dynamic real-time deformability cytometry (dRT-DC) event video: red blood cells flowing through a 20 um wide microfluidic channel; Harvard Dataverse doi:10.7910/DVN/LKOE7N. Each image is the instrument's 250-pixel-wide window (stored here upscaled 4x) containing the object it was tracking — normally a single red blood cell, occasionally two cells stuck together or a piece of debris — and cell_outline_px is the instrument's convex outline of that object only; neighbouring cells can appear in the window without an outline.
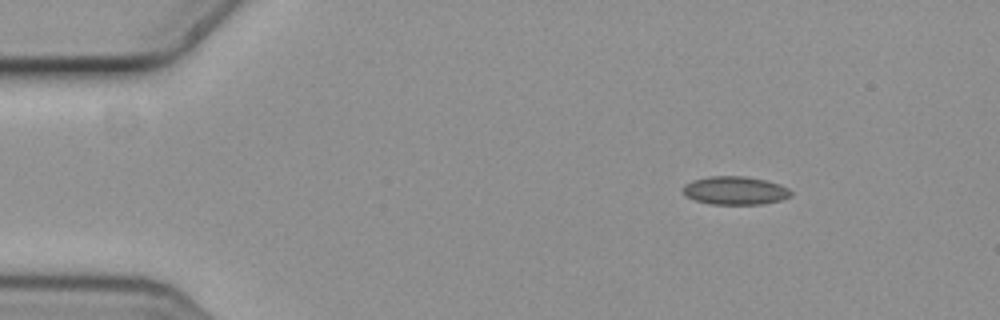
{"species": "common noctule bat (a hibernating species)", "species_latin": "Nyctalus noctula", "temperature_condition": "cold", "stored_images_in_passage": 9, "camera_frame_rate_fps": 3000, "um_per_image_px": 0.085, "animal": {"sex": "female", "body_mass_g": 19.3, "forearm_length_mm": 54.1}, "frame": {"image": 1, "passage_image": 1, "time_ms": 0.0, "image_size_px": [1000, 320], "cell_outline_px": [[792, 196], [780, 200], [760, 204], [712, 204], [692, 200], [684, 192], [684, 184], [692, 180], [712, 176], [744, 176], [764, 180], [780, 184], [788, 188], [792, 192]], "centroid_in_image_um": [62.49, 16.19], "position_along_channel_um": 22.5, "area_um2": 17.69}}
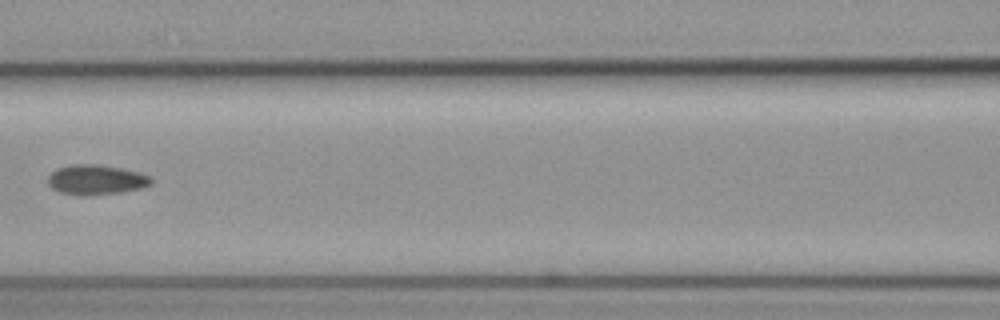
{"frame": {"image": 2, "passage_image": 6, "time_ms": 1.667, "image_size_px": [1000, 320], "cell_outline_px": [[152, 184], [140, 188], [120, 192], [84, 196], [80, 196], [60, 192], [52, 188], [48, 184], [48, 176], [56, 168], [72, 164], [100, 164], [140, 172], [152, 176]], "centroid_in_image_um": [8.17, 15.27], "position_along_channel_um": 158.4, "area_um2": 18.15}}
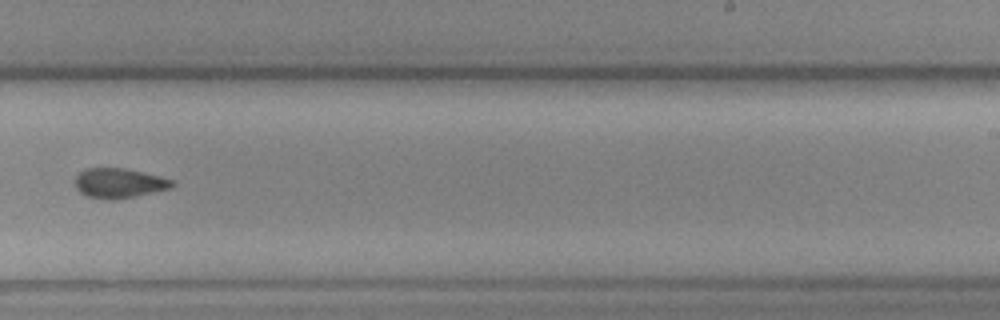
{"frame": {"image": 3, "passage_image": 9, "time_ms": 2.667, "image_size_px": [1000, 320], "cell_outline_px": [[176, 184], [172, 188], [112, 200], [88, 196], [80, 192], [76, 188], [76, 176], [80, 172], [88, 168], [124, 168], [160, 176], [172, 180]], "centroid_in_image_um": [10.13, 15.55], "position_along_channel_um": 278.9, "area_um2": 16.53}}